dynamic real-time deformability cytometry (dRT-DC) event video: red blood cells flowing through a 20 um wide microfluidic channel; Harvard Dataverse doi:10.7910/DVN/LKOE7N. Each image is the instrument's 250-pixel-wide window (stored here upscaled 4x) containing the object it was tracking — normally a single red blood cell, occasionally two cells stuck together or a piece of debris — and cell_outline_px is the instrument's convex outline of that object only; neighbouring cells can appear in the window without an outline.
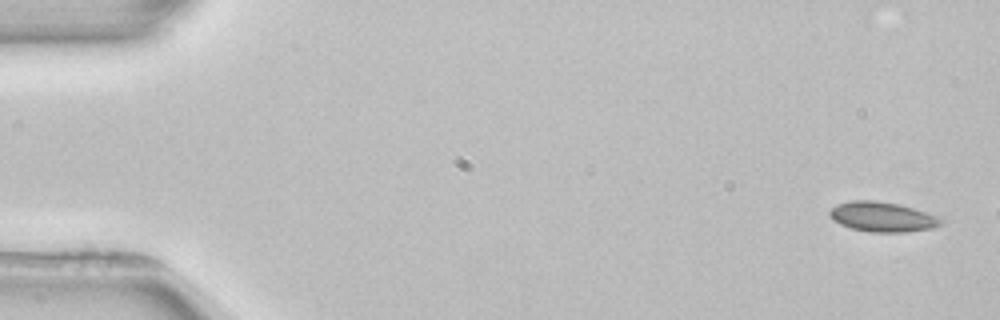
{"species": "common noctule bat (a hibernating species)", "species_latin": "Nyctalus noctula", "temperature_condition": "room temperature", "stored_images_in_passage": 6, "segment_of_instrument_passage": [2, 2], "camera_frame_rate_fps": 3000, "um_per_image_px": 0.085, "animal": {"sex": "female", "body_mass_g": 22.7, "forearm_length_mm": 54.2}, "frame": {"image": 1, "passage_image": 6, "time_ms": 8.333, "image_size_px": [1000, 320], "cell_outline_px": [[944, 220], [940, 224], [932, 228], [904, 232], [868, 232], [852, 228], [840, 224], [832, 220], [828, 212], [836, 204], [852, 200], [876, 200], [900, 204], [936, 216]], "centroid_in_image_um": [74.95, 18.42], "position_along_channel_um": 10.0, "area_um2": 19.31}}